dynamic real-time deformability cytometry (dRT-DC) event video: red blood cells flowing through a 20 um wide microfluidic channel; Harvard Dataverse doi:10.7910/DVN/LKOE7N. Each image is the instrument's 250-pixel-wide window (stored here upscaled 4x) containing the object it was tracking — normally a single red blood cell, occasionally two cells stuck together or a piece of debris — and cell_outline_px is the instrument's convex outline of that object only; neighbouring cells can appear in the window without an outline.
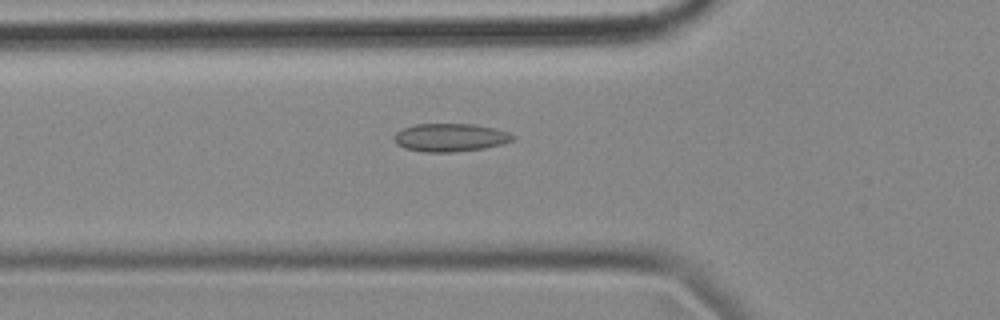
{"species": "common noctule bat (a hibernating species)", "species_latin": "Nyctalus noctula", "temperature_condition": "cold", "stored_images_in_passage": 56, "camera_frame_rate_fps": 3000, "um_per_image_px": 0.085, "animal": {"sex": "female", "body_mass_g": 18.4}, "frame": {"image": 1, "passage_image": 19, "time_ms": 6.0, "image_size_px": [1000, 320], "cell_outline_px": [[516, 136], [512, 140], [500, 144], [484, 148], [456, 152], [424, 152], [404, 148], [396, 144], [392, 136], [396, 132], [404, 128], [416, 124], [472, 124], [492, 128], [508, 132]], "centroid_in_image_um": [38.22, 11.69], "position_along_channel_um": 87.6, "area_um2": 19.36}}
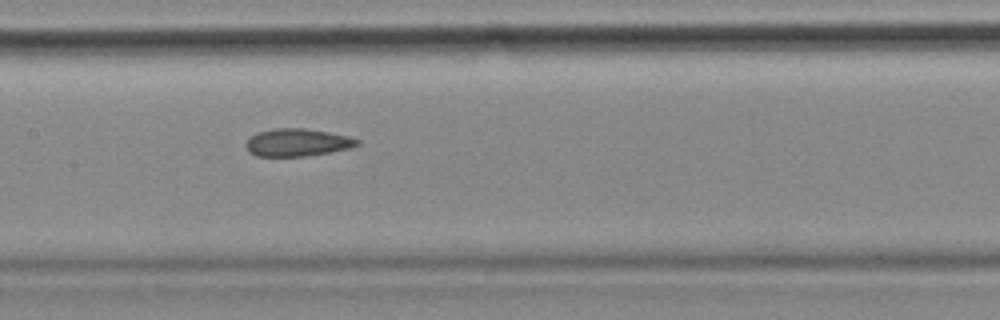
{"frame": {"image": 2, "passage_image": 27, "time_ms": 8.667, "image_size_px": [1000, 320], "cell_outline_px": [[360, 144], [348, 148], [328, 152], [304, 156], [256, 156], [248, 152], [244, 144], [256, 132], [272, 128], [304, 128], [328, 132], [348, 136], [360, 140]], "centroid_in_image_um": [25.23, 12.1], "position_along_channel_um": 182.2, "area_um2": 17.86}}
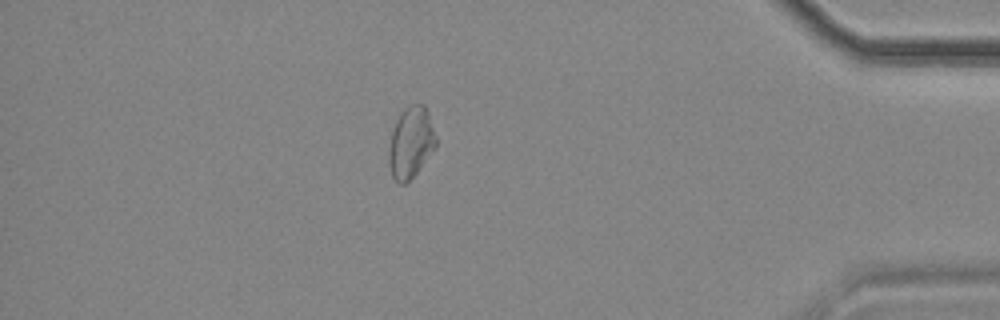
{"frame": {"image": 3, "passage_image": 49, "time_ms": 16.0, "image_size_px": [1000, 320], "cell_outline_px": [[436, 148], [416, 172], [404, 184], [400, 184], [392, 176], [388, 164], [388, 152], [392, 132], [396, 120], [400, 112], [408, 104], [424, 104], [428, 112], [436, 136]], "centroid_in_image_um": [34.92, 12.09], "position_along_channel_um": 400.3, "area_um2": 19.54}, "authors_computed_cell_mechanics": {"area_um2": 19.2474, "velocity_mm_per_s": 3.5397, "shape_relaxation_time_tau1_ms": null, "shape_relaxation_time_tau2_ms": 4.6168, "deformation_change_tau1": null, "deformation_change_tau2": 0.1065}}